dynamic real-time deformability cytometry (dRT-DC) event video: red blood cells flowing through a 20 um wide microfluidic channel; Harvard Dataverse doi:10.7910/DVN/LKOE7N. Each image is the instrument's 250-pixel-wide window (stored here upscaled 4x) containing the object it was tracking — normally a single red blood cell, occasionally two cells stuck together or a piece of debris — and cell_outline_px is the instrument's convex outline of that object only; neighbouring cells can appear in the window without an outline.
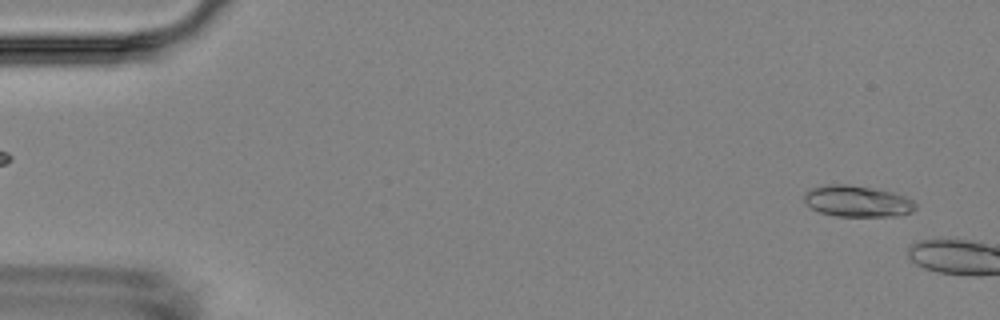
{"species": "Egyptian fruit bat (a non-hibernating species)", "species_latin": "Rousettus aegyptiacus", "temperature_condition": "room temperature", "stored_images_in_passage": 5, "camera_frame_rate_fps": 3000, "um_per_image_px": 0.085, "animal": {"sex": "female"}, "frame": {"image": 1, "passage_image": 5, "time_ms": 4.667, "image_size_px": [1000, 320], "cell_outline_px": [[916, 208], [912, 212], [896, 216], [836, 216], [820, 212], [812, 208], [804, 200], [804, 192], [812, 188], [828, 184], [848, 184], [892, 192], [904, 196], [912, 200], [916, 204]], "centroid_in_image_um": [72.87, 17.1], "position_along_channel_um": 12.1, "area_um2": 20.17}}